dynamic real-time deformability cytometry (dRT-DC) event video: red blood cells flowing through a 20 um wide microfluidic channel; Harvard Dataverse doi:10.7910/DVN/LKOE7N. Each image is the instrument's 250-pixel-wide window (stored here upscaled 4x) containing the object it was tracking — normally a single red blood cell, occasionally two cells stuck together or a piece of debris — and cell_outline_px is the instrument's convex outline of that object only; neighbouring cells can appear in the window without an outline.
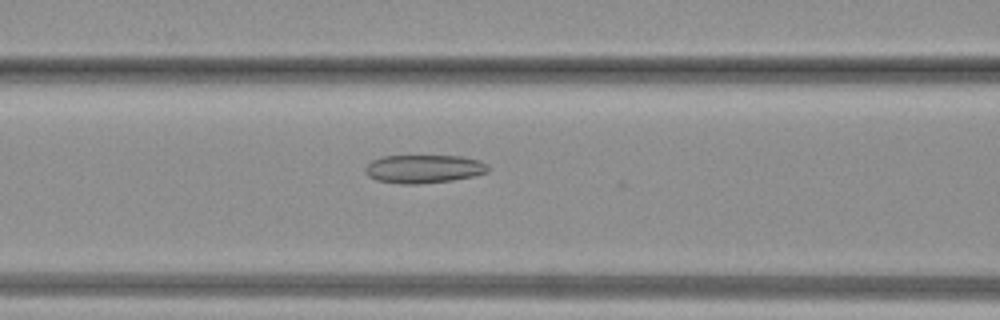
{"species": "common noctule bat (a hibernating species)", "species_latin": "Nyctalus noctula", "temperature_condition": "warm", "stored_images_in_passage": 36, "camera_frame_rate_fps": 3000, "um_per_image_px": 0.085, "animal": {"sex": "female", "body_mass_g": 19.3, "forearm_length_mm": 54.1}, "frame": {"image": 1, "passage_image": 13, "time_ms": 4.0, "image_size_px": [1000, 320], "cell_outline_px": [[488, 172], [472, 176], [452, 180], [416, 184], [400, 184], [376, 180], [368, 176], [364, 172], [364, 168], [372, 160], [384, 156], [460, 156], [480, 160], [488, 164]], "centroid_in_image_um": [36.0, 14.35], "position_along_channel_um": 130.6, "area_um2": 20.29}}
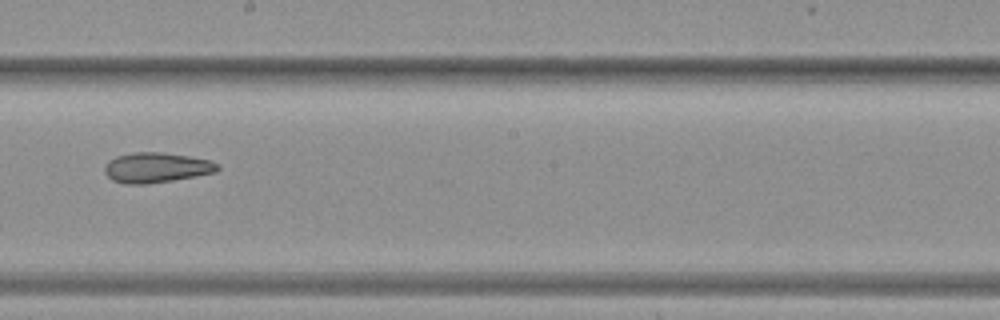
{"frame": {"image": 2, "passage_image": 19, "time_ms": 6.0, "image_size_px": [1000, 320], "cell_outline_px": [[220, 168], [216, 172], [196, 176], [148, 184], [124, 184], [112, 180], [104, 172], [104, 168], [108, 160], [116, 156], [136, 152], [164, 152], [212, 160], [220, 164]], "centroid_in_image_um": [13.31, 14.24], "position_along_channel_um": 234.9, "area_um2": 20.0}}
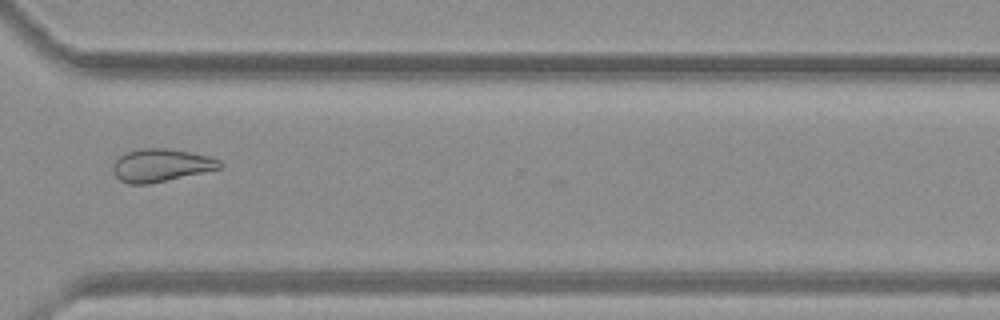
{"frame": {"image": 3, "passage_image": 26, "time_ms": 8.333, "image_size_px": [1000, 320], "cell_outline_px": [[224, 168], [148, 184], [128, 184], [120, 180], [112, 172], [112, 164], [124, 152], [140, 148], [168, 148], [208, 156], [220, 160], [224, 164]], "centroid_in_image_um": [13.68, 14.04], "position_along_channel_um": 356.9, "area_um2": 20.63}}